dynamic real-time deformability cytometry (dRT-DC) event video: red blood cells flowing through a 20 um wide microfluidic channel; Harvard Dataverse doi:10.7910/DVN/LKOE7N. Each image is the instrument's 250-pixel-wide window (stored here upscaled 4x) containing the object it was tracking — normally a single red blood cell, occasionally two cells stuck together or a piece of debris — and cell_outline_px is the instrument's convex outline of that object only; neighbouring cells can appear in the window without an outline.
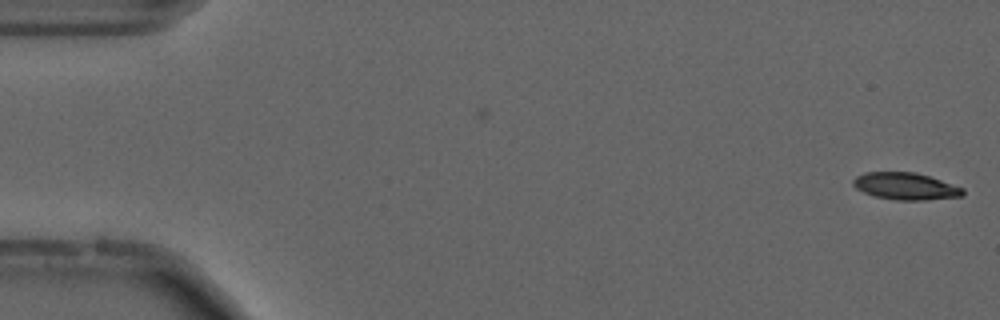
{"species": "common noctule bat (a hibernating species)", "species_latin": "Nyctalus noctula", "temperature_condition": "cold", "stored_images_in_passage": 6, "camera_frame_rate_fps": 3000, "um_per_image_px": 0.085, "animal": {"sex": "male", "forearm_length_mm": 52.5}, "frame": {"image": 1, "passage_image": 6, "time_ms": 1.667, "image_size_px": [1000, 320], "cell_outline_px": [[964, 196], [924, 200], [896, 200], [876, 196], [864, 192], [856, 188], [852, 184], [852, 180], [856, 176], [864, 172], [916, 172], [964, 188]], "centroid_in_image_um": [76.97, 15.82], "position_along_channel_um": 8.0, "area_um2": 17.22}}